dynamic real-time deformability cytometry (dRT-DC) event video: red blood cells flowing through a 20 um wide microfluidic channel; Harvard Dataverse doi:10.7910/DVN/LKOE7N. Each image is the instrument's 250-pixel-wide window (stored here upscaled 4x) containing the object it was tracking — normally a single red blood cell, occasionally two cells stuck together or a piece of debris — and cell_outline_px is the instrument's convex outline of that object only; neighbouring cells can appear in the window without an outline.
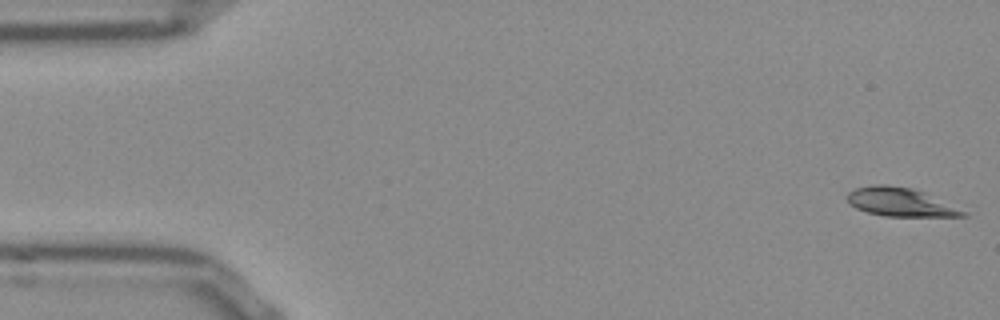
{"species": "Egyptian fruit bat (a non-hibernating species)", "species_latin": "Rousettus aegyptiacus", "temperature_condition": "room temperature", "stored_images_in_passage": 52, "camera_frame_rate_fps": 3000, "um_per_image_px": 0.085, "frame": {"image": 1, "passage_image": 1, "time_ms": 0.0, "image_size_px": [1000, 320], "cell_outline_px": [[968, 216], [884, 216], [868, 212], [856, 208], [848, 200], [848, 192], [856, 188], [872, 184], [888, 184], [912, 188], [924, 192], [968, 212]], "centroid_in_image_um": [76.54, 17.17], "position_along_channel_um": 8.5, "area_um2": 19.13}}
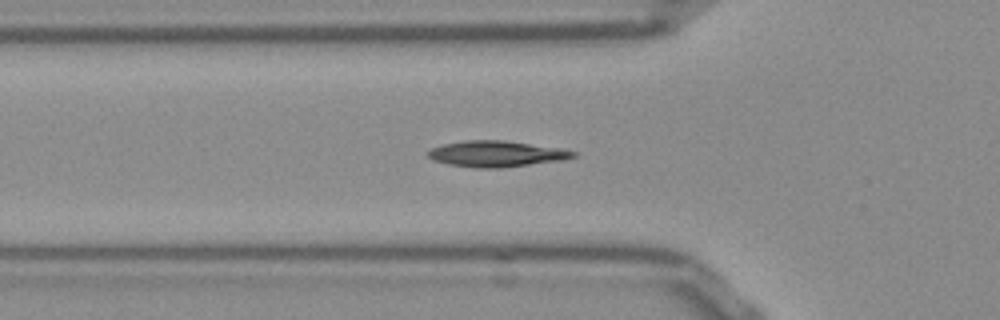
{"frame": {"image": 2, "passage_image": 17, "time_ms": 5.333, "image_size_px": [1000, 320], "cell_outline_px": [[576, 156], [564, 160], [500, 168], [472, 168], [448, 164], [432, 160], [428, 156], [428, 152], [432, 148], [444, 144], [464, 140], [504, 140], [560, 148], [576, 152]], "centroid_in_image_um": [42.19, 13.08], "position_along_channel_um": 83.6, "area_um2": 22.02}}
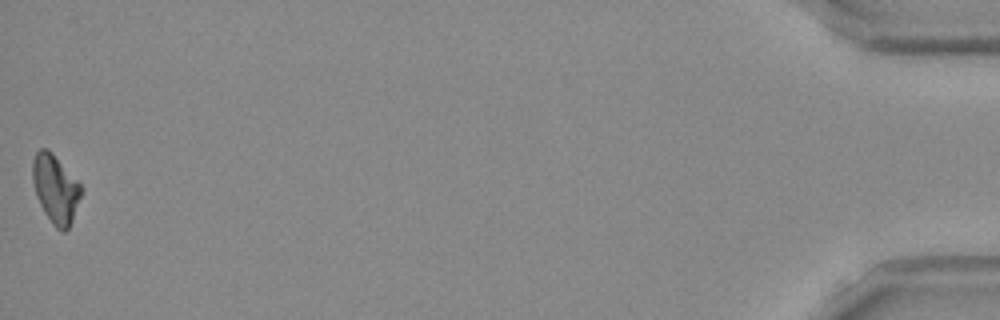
{"frame": {"image": 3, "passage_image": 52, "time_ms": 17.0, "image_size_px": [1000, 320], "cell_outline_px": [[84, 188], [72, 220], [68, 228], [64, 232], [60, 232], [52, 224], [44, 212], [36, 196], [32, 180], [32, 160], [36, 152], [40, 148], [48, 148], [52, 152]], "centroid_in_image_um": [4.71, 16.05], "position_along_channel_um": 430.5, "area_um2": 19.48}, "authors_computed_cell_mechanics": {"area_um2": 20.2589, "velocity_mm_per_s": 3.8477, "shape_relaxation_time_tau1_ms": 6.7237, "shape_relaxation_time_tau2_ms": null, "deformation_change_tau1": 0.1781, "deformation_change_tau2": null}}